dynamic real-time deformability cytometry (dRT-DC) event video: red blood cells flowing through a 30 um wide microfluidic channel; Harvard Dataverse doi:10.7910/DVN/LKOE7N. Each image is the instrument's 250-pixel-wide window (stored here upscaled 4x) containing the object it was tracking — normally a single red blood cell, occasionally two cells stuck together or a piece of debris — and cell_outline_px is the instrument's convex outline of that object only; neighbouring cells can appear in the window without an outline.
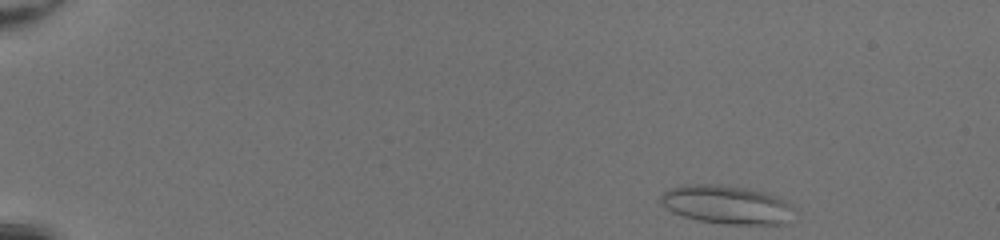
{"species": "common noctule bat (a hibernating species)", "species_latin": "Nyctalus noctula", "temperature_condition": "room temperature", "stored_images_in_passage": 44, "camera_frame_rate_fps": 3000, "um_per_image_px": 0.085, "animal": {"sex": "female", "body_mass_g": 20.0, "forearm_length_mm": 54.0}, "frame": {"image": 1, "passage_image": 1, "time_ms": 0.0, "image_size_px": [1000, 240], "cell_outline_px": [[796, 208], [784, 224], [724, 224], [700, 220], [684, 216], [672, 212], [660, 204], [660, 196], [668, 188], [684, 184], [720, 184], [748, 188], [764, 192], [776, 196], [792, 204]], "centroid_in_image_um": [61.75, 17.38], "position_along_channel_um": 23.3, "area_um2": 30.17}}
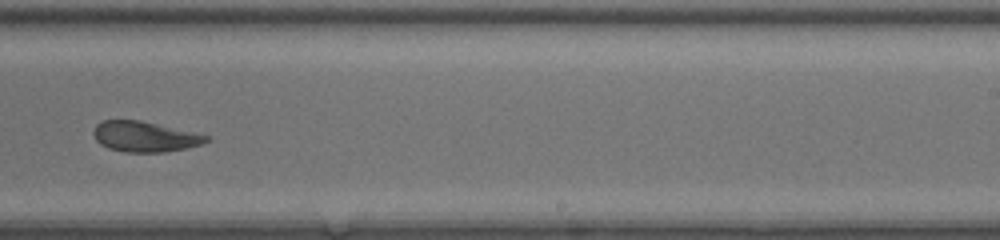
{"frame": {"image": 2, "passage_image": 28, "time_ms": 9.0, "image_size_px": [1000, 240], "cell_outline_px": [[208, 140], [200, 144], [188, 148], [164, 152], [124, 152], [108, 148], [100, 144], [96, 140], [92, 132], [96, 124], [100, 120], [140, 120], [196, 132], [208, 136]], "centroid_in_image_um": [12.27, 11.61], "position_along_channel_um": 276.7, "area_um2": 20.11}}
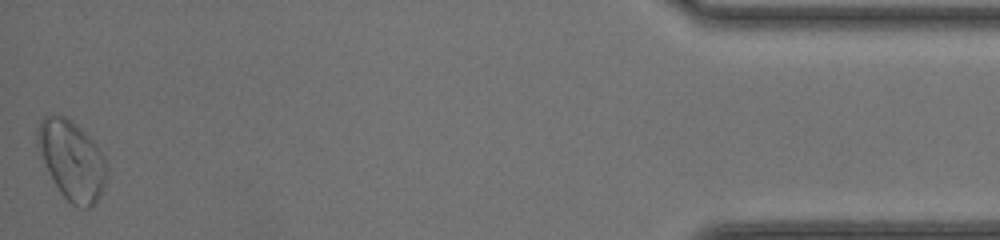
{"frame": {"image": 3, "passage_image": 44, "time_ms": 14.333, "image_size_px": [1000, 240], "cell_outline_px": [[104, 184], [100, 196], [88, 208], [80, 208], [72, 204], [60, 192], [36, 144], [36, 128], [40, 120], [44, 116], [64, 116], [72, 120], [96, 144], [104, 156]], "centroid_in_image_um": [6.07, 13.58], "position_along_channel_um": 429.1, "area_um2": 31.1}, "authors_computed_cell_mechanics": {"area_um2": 24.0448, "velocity_mm_per_s": 4.2683, "shape_relaxation_time_tau1_ms": 7.2051, "shape_relaxation_time_tau2_ms": 2.8901, "deformation_change_tau1": 0.1863, "deformation_change_tau2": 0.1035}}